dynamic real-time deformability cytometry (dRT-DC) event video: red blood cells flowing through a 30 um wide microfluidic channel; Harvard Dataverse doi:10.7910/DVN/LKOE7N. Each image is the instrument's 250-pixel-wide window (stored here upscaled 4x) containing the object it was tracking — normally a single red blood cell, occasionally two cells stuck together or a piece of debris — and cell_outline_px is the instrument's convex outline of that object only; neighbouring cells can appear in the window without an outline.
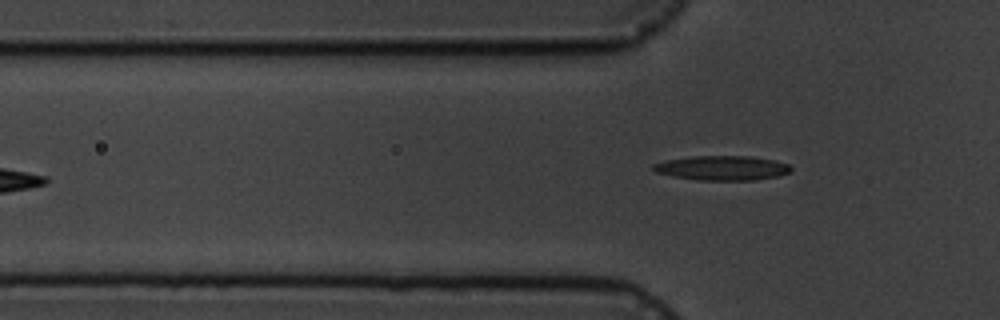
{"species": "common noctule bat (a hibernating species)", "species_latin": "Nyctalus noctula", "temperature_condition": "cold", "stored_images_in_passage": 7, "segment_of_instrument_passage": [2, 2], "camera_frame_rate_fps": 3000, "um_per_image_px": 0.085, "animal": {"sex": "male", "body_mass_g": 19.5, "forearm_length_mm": 54.6}, "frame": {"image": 1, "passage_image": 7, "time_ms": 6.667, "image_size_px": [1000, 320], "cell_outline_px": [[792, 172], [776, 176], [756, 180], [700, 180], [672, 176], [656, 172], [652, 168], [652, 164], [664, 160], [692, 156], [752, 156], [776, 160], [788, 164], [792, 168]], "centroid_in_image_um": [61.39, 14.27], "position_along_channel_um": 64.4, "area_um2": 19.83}}